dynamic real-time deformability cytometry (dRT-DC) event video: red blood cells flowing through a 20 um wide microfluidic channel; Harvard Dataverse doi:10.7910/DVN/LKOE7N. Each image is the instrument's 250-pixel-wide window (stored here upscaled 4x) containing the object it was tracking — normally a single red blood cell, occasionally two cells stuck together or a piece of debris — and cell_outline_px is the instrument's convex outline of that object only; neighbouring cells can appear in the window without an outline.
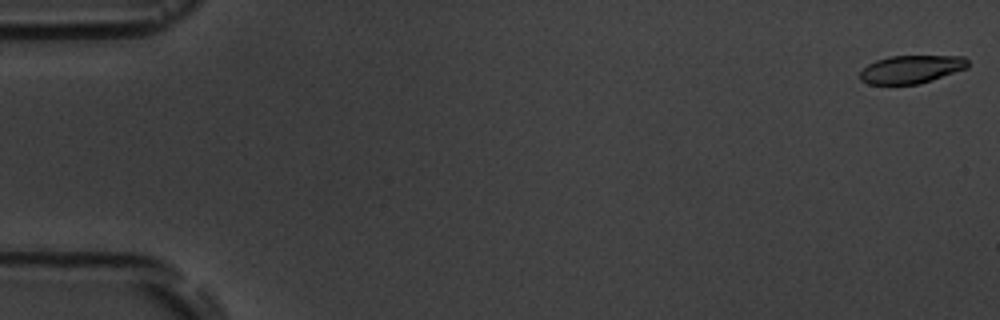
{"species": "common noctule bat (a hibernating species)", "species_latin": "Nyctalus noctula", "temperature_condition": "room temperature", "stored_images_in_passage": 10, "camera_frame_rate_fps": 3000, "um_per_image_px": 0.085, "animal": {"sex": "male", "body_mass_g": 19.5, "forearm_length_mm": 54.6}, "frame": {"image": 1, "passage_image": 1, "time_ms": 0.0, "image_size_px": [1000, 320], "cell_outline_px": [[968, 68], [920, 84], [868, 84], [860, 80], [860, 72], [868, 64], [876, 60], [888, 56], [964, 56], [968, 60]], "centroid_in_image_um": [77.46, 5.89], "position_along_channel_um": 7.5, "area_um2": 17.69}}
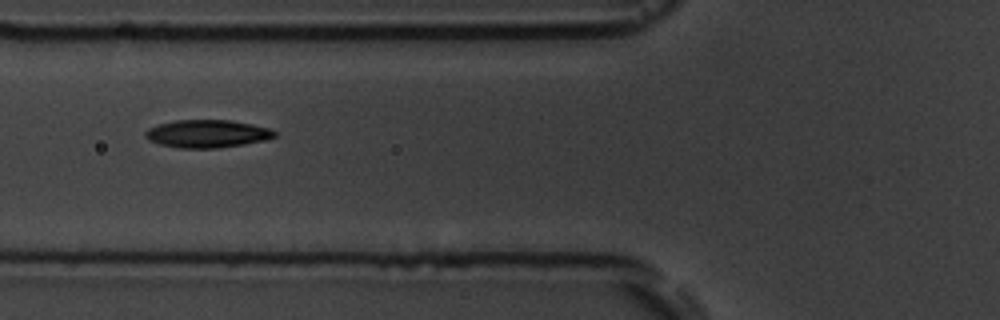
{"frame": {"image": 2, "passage_image": 7, "time_ms": 7.0, "image_size_px": [1000, 320], "cell_outline_px": [[276, 136], [264, 140], [244, 144], [216, 148], [180, 148], [160, 144], [148, 140], [144, 136], [144, 132], [148, 128], [160, 124], [176, 120], [232, 120], [252, 124], [268, 128], [276, 132]], "centroid_in_image_um": [17.59, 11.36], "position_along_channel_um": 108.2, "area_um2": 20.87}}
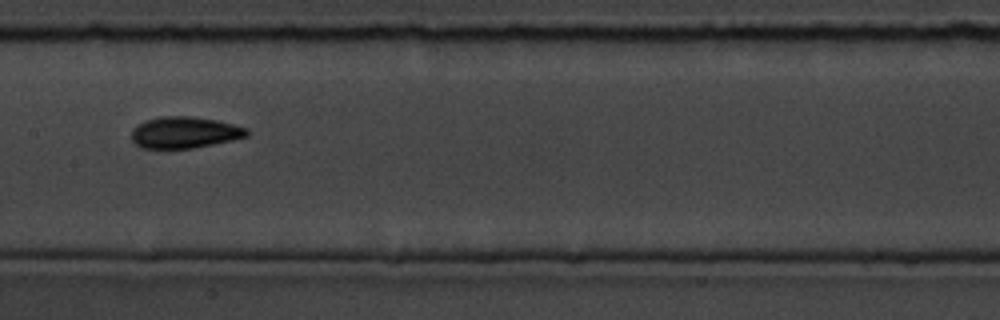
{"frame": {"image": 3, "passage_image": 9, "time_ms": 9.333, "image_size_px": [1000, 320], "cell_outline_px": [[248, 136], [232, 140], [192, 148], [140, 148], [132, 140], [132, 128], [136, 124], [144, 120], [160, 116], [192, 116], [216, 120], [248, 128]], "centroid_in_image_um": [15.65, 11.25], "position_along_channel_um": 191.7, "area_um2": 21.21}}